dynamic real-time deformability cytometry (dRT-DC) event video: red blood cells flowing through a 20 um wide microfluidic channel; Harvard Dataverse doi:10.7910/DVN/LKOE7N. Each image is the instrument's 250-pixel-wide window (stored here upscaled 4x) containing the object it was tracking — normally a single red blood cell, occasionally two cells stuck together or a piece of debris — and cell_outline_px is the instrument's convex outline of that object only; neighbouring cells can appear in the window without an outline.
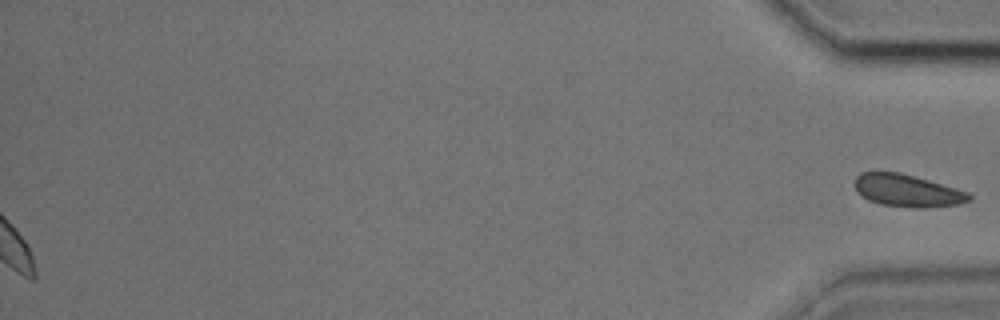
{"species": "common noctule bat (a hibernating species)", "species_latin": "Nyctalus noctula", "temperature_condition": "cold", "stored_images_in_passage": 40, "segment_of_instrument_passage": [2, 2], "camera_frame_rate_fps": 3000, "um_per_image_px": 0.085, "animal": {"sex": "male", "body_mass_g": 17.9, "forearm_length_mm": 54.2}, "frame": {"image": 1, "passage_image": 40, "time_ms": 13.0, "image_size_px": [1000, 320], "cell_outline_px": [[972, 200], [960, 204], [928, 208], [916, 208], [880, 204], [868, 200], [856, 192], [852, 184], [856, 176], [860, 172], [900, 172], [928, 180], [968, 192], [972, 196]], "centroid_in_image_um": [77.08, 16.21], "position_along_channel_um": 358.1, "area_um2": 21.79}}